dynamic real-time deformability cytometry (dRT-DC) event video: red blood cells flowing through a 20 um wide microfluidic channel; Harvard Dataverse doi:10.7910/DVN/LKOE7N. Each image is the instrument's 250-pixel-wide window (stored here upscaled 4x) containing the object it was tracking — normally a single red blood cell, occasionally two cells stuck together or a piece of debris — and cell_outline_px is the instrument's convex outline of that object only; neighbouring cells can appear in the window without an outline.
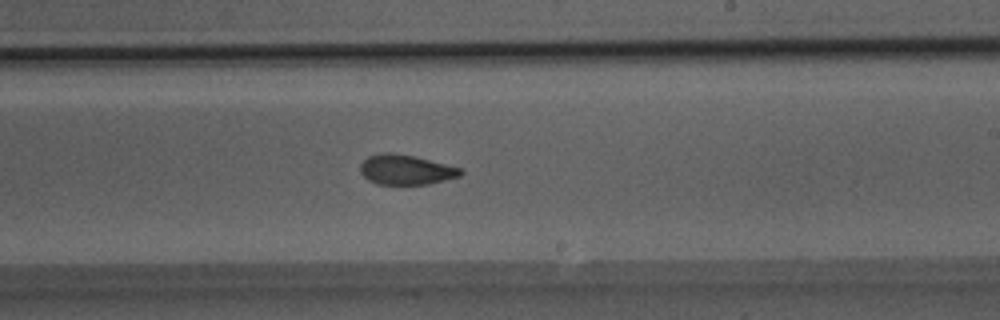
{"species": "Egyptian fruit bat (a non-hibernating species)", "species_latin": "Rousettus aegyptiacus", "temperature_condition": "room temperature", "stored_images_in_passage": 38, "segment_of_instrument_passage": [1, 2], "camera_frame_rate_fps": 3000, "um_per_image_px": 0.085, "animal": {"sex": "male"}, "frame": {"image": 1, "passage_image": 17, "time_ms": 5.333, "image_size_px": [1000, 320], "cell_outline_px": [[464, 172], [460, 176], [428, 184], [376, 184], [368, 180], [360, 172], [360, 164], [368, 156], [384, 152], [392, 152], [416, 156], [460, 168]], "centroid_in_image_um": [34.48, 14.42], "position_along_channel_um": 254.5, "area_um2": 17.51}}
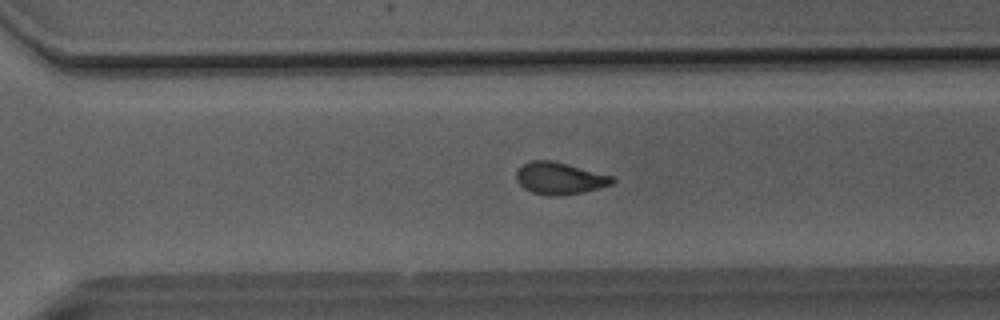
{"frame": {"image": 2, "passage_image": 22, "time_ms": 7.0, "image_size_px": [1000, 320], "cell_outline_px": [[616, 180], [612, 184], [600, 188], [584, 192], [560, 196], [548, 196], [532, 192], [524, 188], [516, 180], [516, 172], [524, 164], [532, 160], [552, 160], [568, 164], [612, 176]], "centroid_in_image_um": [47.57, 15.16], "position_along_channel_um": 323.0, "area_um2": 17.92}}
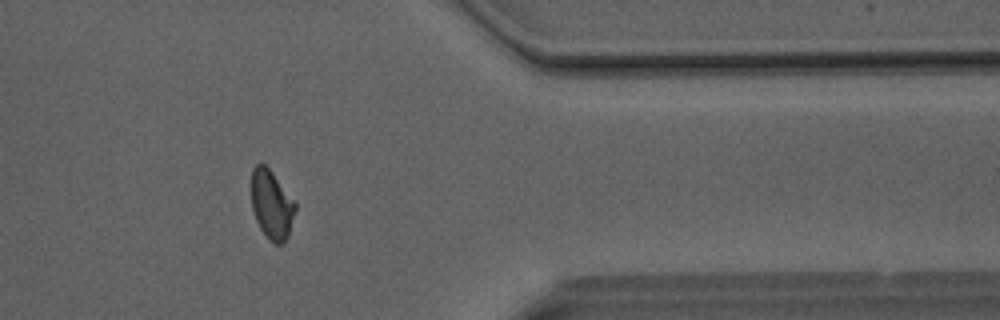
{"frame": {"image": 3, "passage_image": 28, "time_ms": 9.0, "image_size_px": [1000, 320], "cell_outline_px": [[296, 208], [288, 236], [284, 244], [276, 244], [268, 240], [260, 228], [256, 220], [252, 208], [252, 168], [256, 164], [264, 164], [272, 172], [296, 204]], "centroid_in_image_um": [23.08, 17.43], "position_along_channel_um": 388.3, "area_um2": 17.46}}